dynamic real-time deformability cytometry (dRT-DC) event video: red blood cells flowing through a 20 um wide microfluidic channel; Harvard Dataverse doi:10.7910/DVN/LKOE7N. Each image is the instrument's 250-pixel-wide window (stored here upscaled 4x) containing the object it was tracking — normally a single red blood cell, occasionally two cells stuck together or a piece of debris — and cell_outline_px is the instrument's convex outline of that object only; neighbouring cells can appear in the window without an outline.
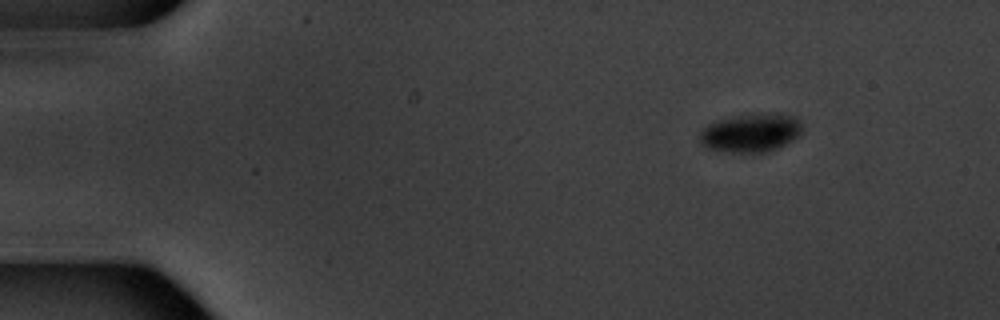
{"species": "common noctule bat (a hibernating species)", "species_latin": "Nyctalus noctula", "temperature_condition": "warm", "stored_images_in_passage": 4, "camera_frame_rate_fps": 3000, "um_per_image_px": 0.085, "animal": {"sex": "male", "body_mass_g": 20.1, "forearm_length_mm": 53.5}, "frame": {"image": 1, "passage_image": 1, "time_ms": 0.0, "image_size_px": [1000, 320], "cell_outline_px": [[800, 136], [768, 152], [724, 152], [704, 148], [700, 144], [700, 132], [708, 124], [716, 120], [736, 116], [768, 112], [780, 112], [792, 116], [800, 120]], "centroid_in_image_um": [63.8, 11.28], "position_along_channel_um": 21.2, "area_um2": 23.24}}
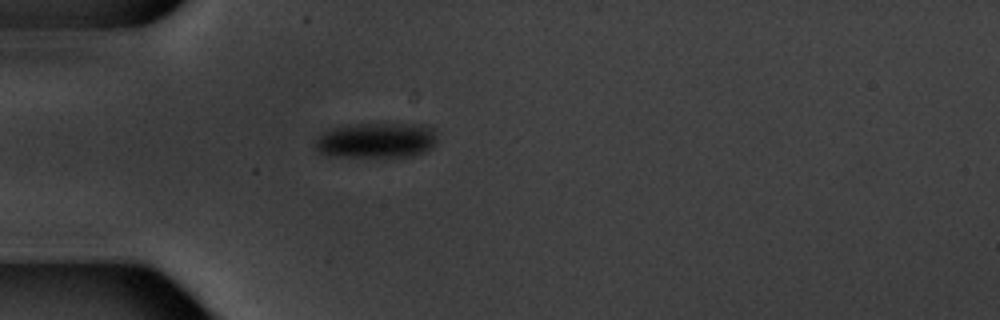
{"frame": {"image": 2, "passage_image": 4, "time_ms": 3.333, "image_size_px": [1000, 320], "cell_outline_px": [[436, 140], [432, 148], [424, 152], [412, 156], [328, 156], [320, 152], [316, 148], [316, 140], [324, 132], [332, 128], [348, 124], [428, 124], [436, 132]], "centroid_in_image_um": [32.03, 11.91], "position_along_channel_um": 53.0, "area_um2": 25.09}}